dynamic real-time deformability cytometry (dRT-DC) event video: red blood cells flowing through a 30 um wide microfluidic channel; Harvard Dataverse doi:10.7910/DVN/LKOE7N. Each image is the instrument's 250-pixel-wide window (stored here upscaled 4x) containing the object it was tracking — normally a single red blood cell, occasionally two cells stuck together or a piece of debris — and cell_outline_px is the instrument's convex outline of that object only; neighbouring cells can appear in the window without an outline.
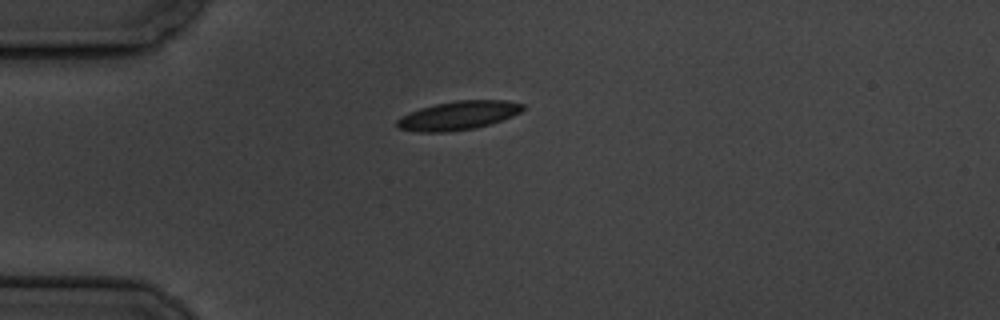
{"species": "common noctule bat (a hibernating species)", "species_latin": "Nyctalus noctula", "temperature_condition": "cold", "stored_images_in_passage": 4, "camera_frame_rate_fps": 3000, "um_per_image_px": 0.085, "animal": {"sex": "male", "body_mass_g": 19.5, "forearm_length_mm": 54.6}, "frame": {"image": 1, "passage_image": 1, "time_ms": 0.0, "image_size_px": [1000, 320], "cell_outline_px": [[524, 108], [520, 112], [512, 116], [488, 124], [472, 128], [444, 132], [420, 132], [400, 128], [396, 124], [396, 120], [408, 112], [420, 108], [436, 104], [456, 100], [508, 100], [524, 104]], "centroid_in_image_um": [38.95, 9.8], "position_along_channel_um": 46.1, "area_um2": 20.81}}
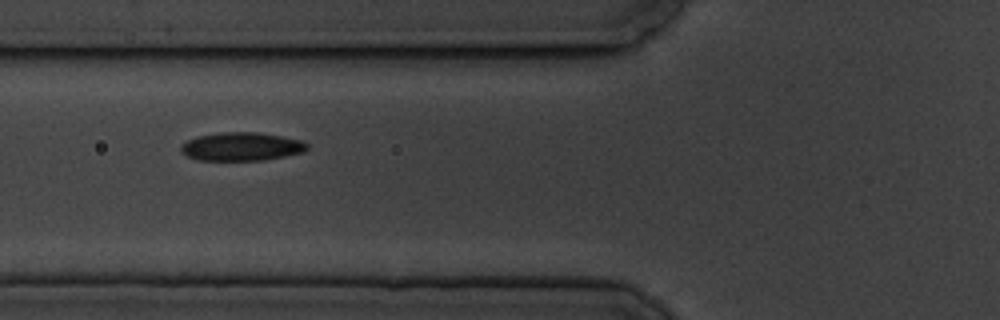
{"frame": {"image": 2, "passage_image": 3, "time_ms": 2.333, "image_size_px": [1000, 320], "cell_outline_px": [[308, 148], [304, 152], [264, 160], [196, 160], [180, 152], [180, 144], [196, 136], [220, 132], [256, 132], [280, 136], [300, 140], [308, 144]], "centroid_in_image_um": [20.48, 12.46], "position_along_channel_um": 105.3, "area_um2": 20.92}}
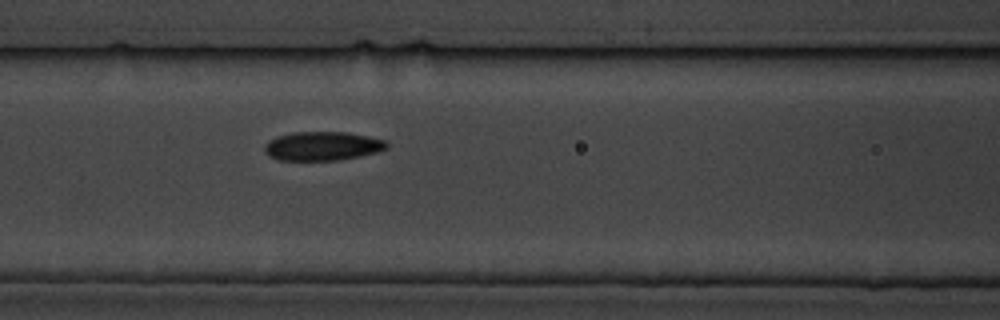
{"frame": {"image": 3, "passage_image": 4, "time_ms": 3.333, "image_size_px": [1000, 320], "cell_outline_px": [[388, 148], [380, 152], [340, 160], [280, 160], [268, 156], [264, 152], [264, 144], [268, 140], [276, 136], [292, 132], [348, 132], [368, 136], [384, 140], [388, 144]], "centroid_in_image_um": [27.4, 12.41], "position_along_channel_um": 139.2, "area_um2": 20.87}}